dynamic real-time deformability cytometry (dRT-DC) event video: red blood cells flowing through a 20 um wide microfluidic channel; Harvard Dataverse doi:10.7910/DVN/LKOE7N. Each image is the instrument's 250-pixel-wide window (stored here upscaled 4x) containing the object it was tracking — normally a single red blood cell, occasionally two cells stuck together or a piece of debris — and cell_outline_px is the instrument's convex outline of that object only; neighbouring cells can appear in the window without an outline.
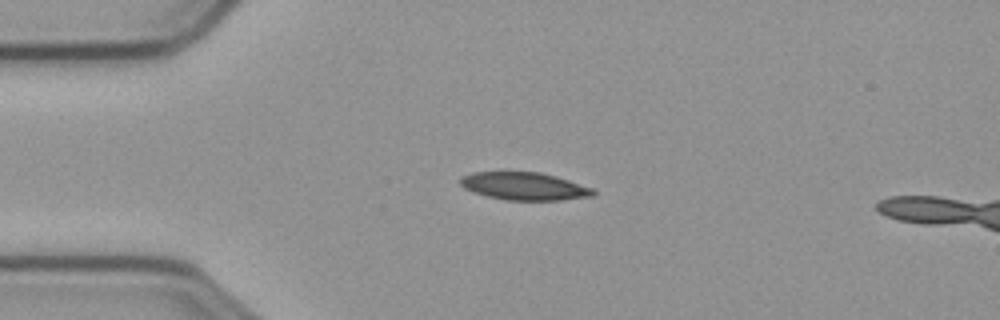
{"species": "common noctule bat (a hibernating species)", "species_latin": "Nyctalus noctula", "temperature_condition": "cold", "stored_images_in_passage": 16, "camera_frame_rate_fps": 3000, "um_per_image_px": 0.085, "animal": {"sex": "male", "body_mass_g": 23.1, "forearm_length_mm": 52.7}, "frame": {"image": 1, "passage_image": 1, "time_ms": 0.0, "image_size_px": [1000, 320], "cell_outline_px": [[596, 196], [560, 200], [504, 200], [488, 196], [464, 188], [460, 184], [460, 176], [472, 172], [540, 172], [556, 176], [592, 188], [596, 192]], "centroid_in_image_um": [44.57, 15.83], "position_along_channel_um": 40.4, "area_um2": 21.44}}
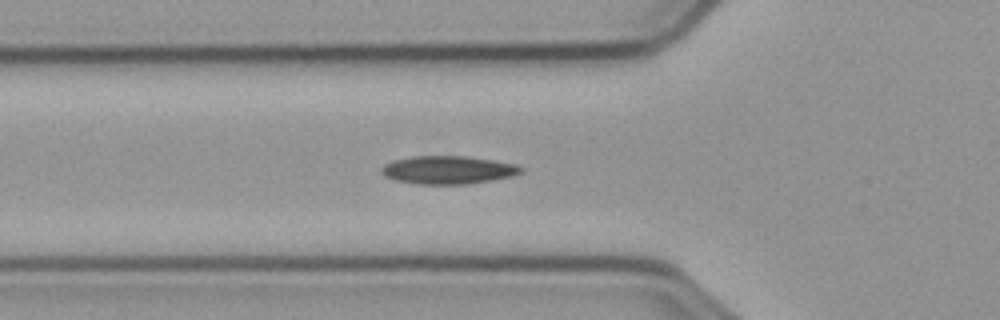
{"frame": {"image": 2, "passage_image": 7, "time_ms": 2.0, "image_size_px": [1000, 320], "cell_outline_px": [[524, 172], [512, 176], [492, 180], [468, 184], [416, 184], [396, 180], [384, 176], [380, 172], [380, 168], [384, 164], [392, 160], [412, 156], [464, 156], [492, 160], [516, 164], [524, 168]], "centroid_in_image_um": [38.07, 14.44], "position_along_channel_um": 87.7, "area_um2": 23.0}}
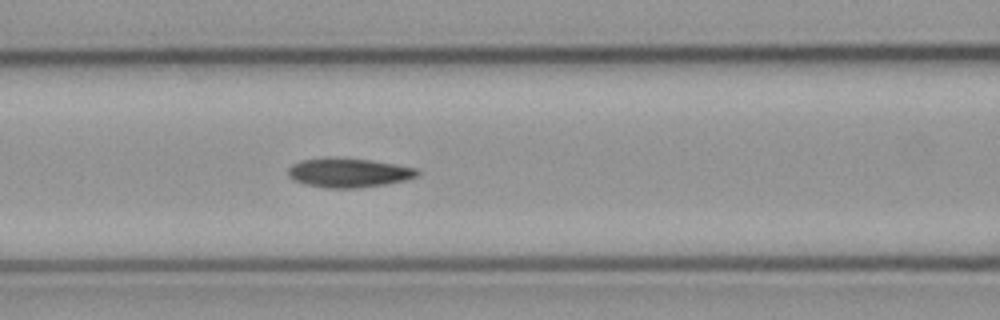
{"frame": {"image": 3, "passage_image": 11, "time_ms": 3.333, "image_size_px": [1000, 320], "cell_outline_px": [[420, 176], [404, 180], [384, 184], [360, 188], [324, 188], [304, 184], [292, 180], [288, 176], [288, 168], [292, 164], [300, 160], [324, 156], [332, 156], [372, 160], [396, 164], [416, 168], [420, 172]], "centroid_in_image_um": [29.59, 14.66], "position_along_channel_um": 137.0, "area_um2": 22.6}}